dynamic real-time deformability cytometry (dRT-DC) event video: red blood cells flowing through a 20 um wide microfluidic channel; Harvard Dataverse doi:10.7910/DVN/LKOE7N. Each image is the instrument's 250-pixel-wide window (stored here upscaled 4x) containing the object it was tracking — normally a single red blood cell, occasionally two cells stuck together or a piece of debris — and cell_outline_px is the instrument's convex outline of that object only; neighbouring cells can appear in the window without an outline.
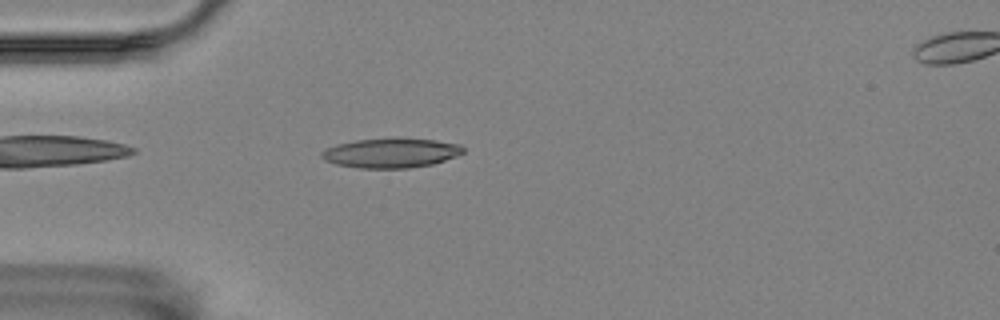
{"species": "Egyptian fruit bat (a non-hibernating species)", "species_latin": "Rousettus aegyptiacus", "temperature_condition": "room temperature", "stored_images_in_passage": 5, "camera_frame_rate_fps": 3000, "um_per_image_px": 0.085, "animal": {"sex": "female"}, "frame": {"image": 1, "passage_image": 4, "time_ms": 1.0, "image_size_px": [1000, 320], "cell_outline_px": [[464, 152], [456, 156], [432, 164], [408, 168], [360, 168], [336, 164], [324, 160], [320, 156], [320, 152], [328, 148], [340, 144], [356, 140], [436, 140], [460, 144], [464, 148]], "centroid_in_image_um": [33.23, 13.03], "position_along_channel_um": 51.8, "area_um2": 23.58}}